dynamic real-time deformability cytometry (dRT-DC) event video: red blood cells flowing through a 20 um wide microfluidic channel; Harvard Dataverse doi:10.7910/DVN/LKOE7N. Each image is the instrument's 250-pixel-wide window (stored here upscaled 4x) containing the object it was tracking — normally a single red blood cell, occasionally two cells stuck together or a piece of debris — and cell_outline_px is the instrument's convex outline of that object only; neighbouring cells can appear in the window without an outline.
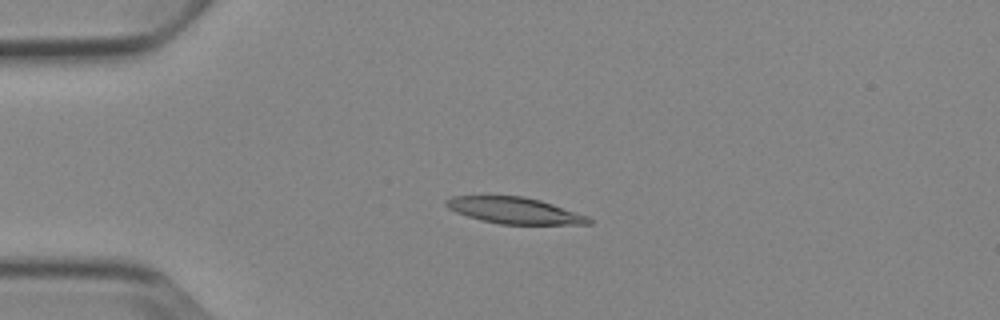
{"species": "Egyptian fruit bat (a non-hibernating species)", "species_latin": "Rousettus aegyptiacus", "temperature_condition": "cold", "stored_images_in_passage": 7, "camera_frame_rate_fps": 3000, "um_per_image_px": 0.085, "animal": {"sex": "female"}, "frame": {"image": 1, "passage_image": 4, "time_ms": 3.667, "image_size_px": [1000, 320], "cell_outline_px": [[592, 224], [500, 224], [480, 220], [456, 212], [448, 208], [444, 204], [444, 200], [452, 196], [524, 196], [540, 200], [588, 216], [592, 220]], "centroid_in_image_um": [43.71, 17.89], "position_along_channel_um": 41.3, "area_um2": 21.79}}
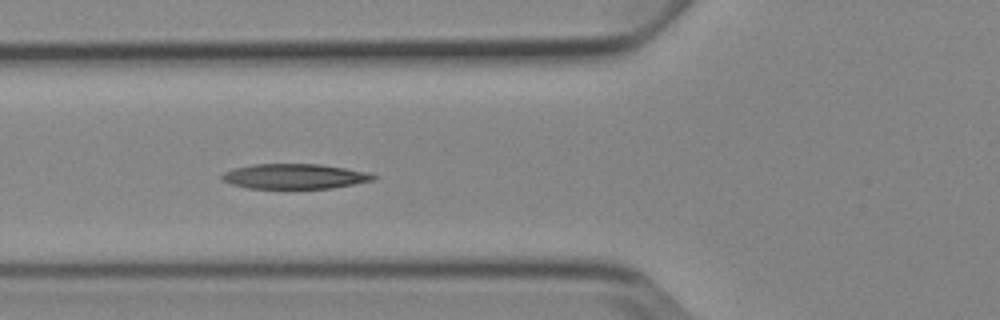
{"frame": {"image": 2, "passage_image": 6, "time_ms": 6.0, "image_size_px": [1000, 320], "cell_outline_px": [[376, 180], [332, 188], [248, 188], [232, 184], [220, 180], [220, 176], [224, 172], [232, 168], [252, 164], [320, 164], [368, 172], [376, 176]], "centroid_in_image_um": [25.01, 14.98], "position_along_channel_um": 100.8, "area_um2": 22.14}}
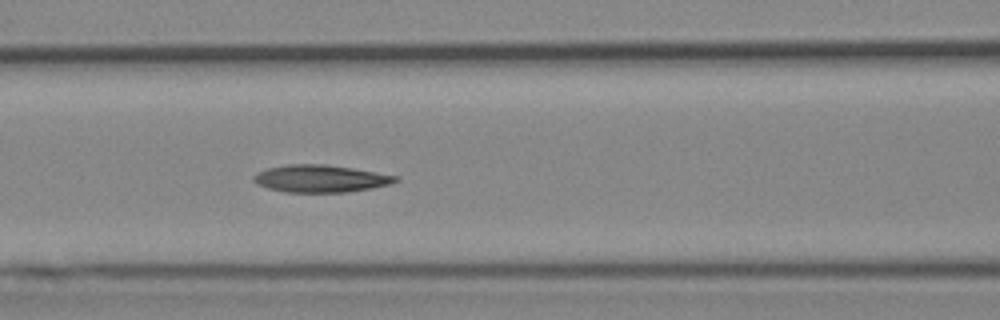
{"frame": {"image": 3, "passage_image": 7, "time_ms": 7.0, "image_size_px": [1000, 320], "cell_outline_px": [[400, 180], [392, 184], [372, 188], [348, 192], [284, 192], [268, 188], [256, 184], [252, 180], [252, 176], [256, 172], [268, 168], [288, 164], [324, 164], [352, 168], [400, 176]], "centroid_in_image_um": [27.25, 15.18], "position_along_channel_um": 139.4, "area_um2": 22.83}}